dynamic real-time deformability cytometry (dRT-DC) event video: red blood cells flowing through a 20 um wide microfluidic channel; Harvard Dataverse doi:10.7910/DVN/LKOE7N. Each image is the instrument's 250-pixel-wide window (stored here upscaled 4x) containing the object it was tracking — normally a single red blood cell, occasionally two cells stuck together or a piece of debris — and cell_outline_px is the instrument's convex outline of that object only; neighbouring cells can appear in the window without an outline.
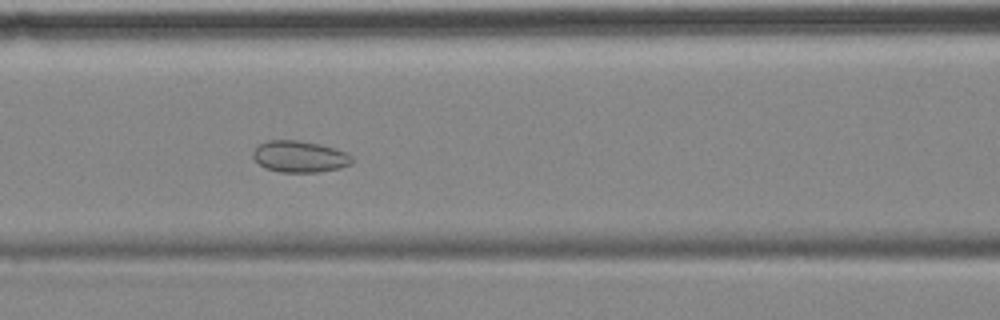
{"species": "common noctule bat (a hibernating species)", "species_latin": "Nyctalus noctula", "temperature_condition": "cold", "stored_images_in_passage": 7, "camera_frame_rate_fps": 3000, "um_per_image_px": 0.085, "animal": {"sex": "female", "body_mass_g": 18.4}, "frame": {"image": 1, "passage_image": 7, "time_ms": 7.0, "image_size_px": [1000, 320], "cell_outline_px": [[352, 164], [340, 168], [320, 172], [280, 172], [264, 168], [252, 156], [252, 152], [260, 144], [268, 140], [296, 140], [336, 148], [348, 152], [352, 156]], "centroid_in_image_um": [25.49, 13.32], "position_along_channel_um": 141.1, "area_um2": 18.21}}